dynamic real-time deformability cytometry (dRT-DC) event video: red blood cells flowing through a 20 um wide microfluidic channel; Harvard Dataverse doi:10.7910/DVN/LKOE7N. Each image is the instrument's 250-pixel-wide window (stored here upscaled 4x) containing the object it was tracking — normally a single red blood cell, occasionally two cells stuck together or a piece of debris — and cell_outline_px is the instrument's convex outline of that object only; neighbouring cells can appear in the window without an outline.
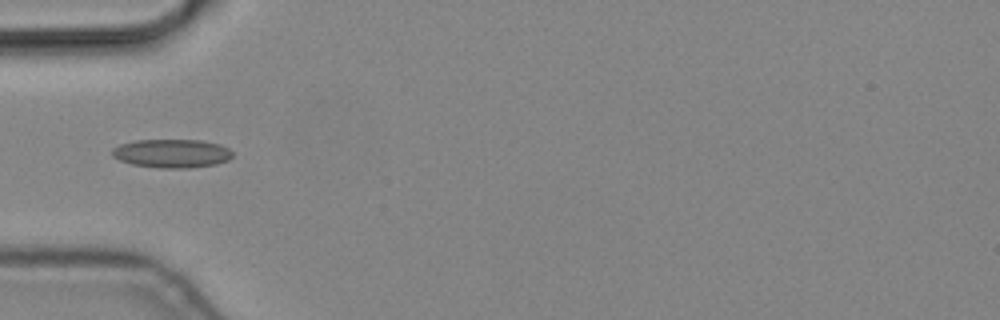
{"species": "common noctule bat (a hibernating species)", "species_latin": "Nyctalus noctula", "temperature_condition": "cold", "stored_images_in_passage": 8, "camera_frame_rate_fps": 3000, "um_per_image_px": 0.085, "animal": {"sex": "male", "body_mass_g": 19.2, "forearm_length_mm": 51.8}, "frame": {"image": 1, "passage_image": 6, "time_ms": 1.667, "image_size_px": [1000, 320], "cell_outline_px": [[232, 156], [228, 160], [216, 164], [188, 168], [160, 168], [132, 164], [120, 160], [112, 156], [112, 148], [120, 144], [136, 140], [200, 140], [220, 144], [228, 148], [232, 152]], "centroid_in_image_um": [14.6, 13.04], "position_along_channel_um": 70.4, "area_um2": 20.06}}
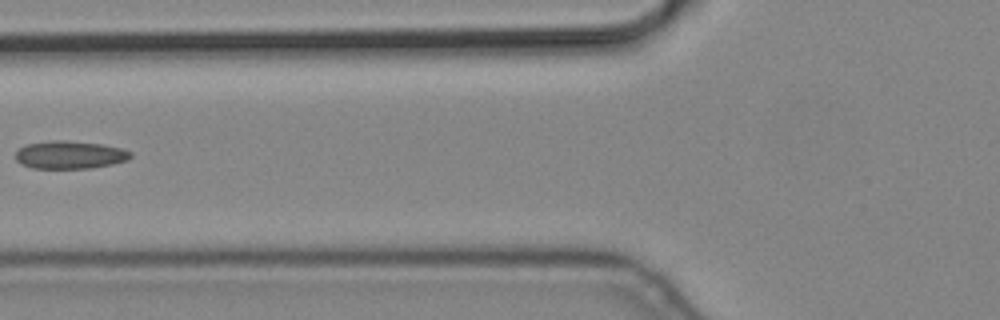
{"frame": {"image": 2, "passage_image": 7, "time_ms": 2.0, "image_size_px": [1000, 320], "cell_outline_px": [[132, 156], [128, 160], [112, 164], [88, 168], [32, 168], [20, 164], [16, 160], [16, 152], [24, 144], [52, 140], [64, 140], [104, 144], [124, 148], [132, 152]], "centroid_in_image_um": [5.95, 13.15], "position_along_channel_um": 119.9, "area_um2": 18.9}}
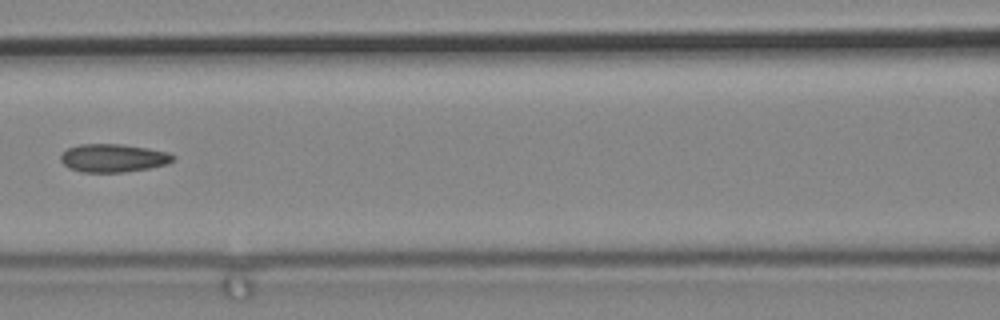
{"frame": {"image": 3, "passage_image": 8, "time_ms": 2.333, "image_size_px": [1000, 320], "cell_outline_px": [[176, 160], [168, 164], [148, 168], [124, 172], [80, 172], [68, 168], [60, 160], [60, 156], [68, 148], [80, 144], [120, 144], [148, 148], [168, 152], [176, 156]], "centroid_in_image_um": [9.65, 13.43], "position_along_channel_um": 157.0, "area_um2": 18.55}}